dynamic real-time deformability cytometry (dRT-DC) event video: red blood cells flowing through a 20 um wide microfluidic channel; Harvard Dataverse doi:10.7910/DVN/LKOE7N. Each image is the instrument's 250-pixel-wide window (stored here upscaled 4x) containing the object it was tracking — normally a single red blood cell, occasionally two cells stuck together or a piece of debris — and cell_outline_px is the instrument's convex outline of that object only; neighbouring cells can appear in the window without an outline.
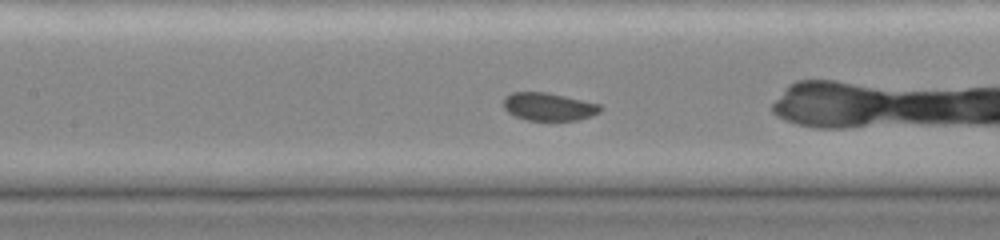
{"species": "common noctule bat (a hibernating species)", "species_latin": "Nyctalus noctula", "temperature_condition": "cold", "stored_images_in_passage": 44, "camera_frame_rate_fps": 3000, "um_per_image_px": 0.085, "animal": {"sex": "female", "body_mass_g": 19.0, "forearm_length_mm": 51.5}, "frame": {"image": 1, "passage_image": 17, "time_ms": 5.333, "image_size_px": [1000, 240], "cell_outline_px": [[604, 108], [600, 112], [592, 116], [576, 120], [528, 120], [516, 116], [508, 112], [504, 108], [504, 96], [512, 92], [548, 92], [600, 104]], "centroid_in_image_um": [46.66, 9.06], "position_along_channel_um": 160.7, "area_um2": 15.78}}
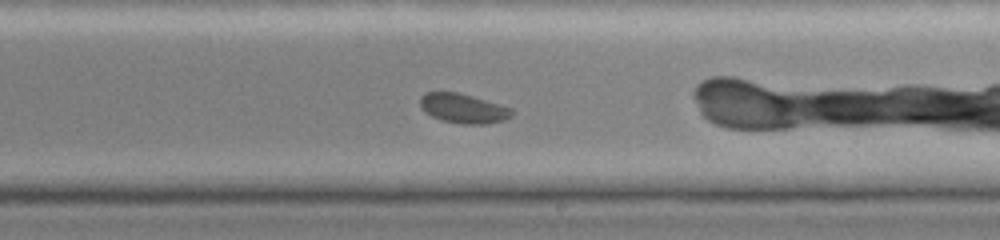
{"frame": {"image": 2, "passage_image": 24, "time_ms": 7.667, "image_size_px": [1000, 240], "cell_outline_px": [[512, 116], [504, 120], [484, 124], [464, 124], [440, 120], [424, 112], [420, 108], [420, 96], [424, 92], [456, 92], [472, 96], [512, 108]], "centroid_in_image_um": [39.33, 9.21], "position_along_channel_um": 249.7, "area_um2": 15.78}}
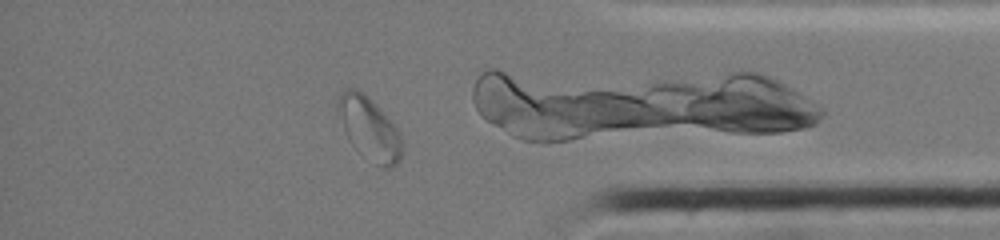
{"frame": {"image": 3, "passage_image": 37, "time_ms": 12.0, "image_size_px": [1000, 240], "cell_outline_px": [[404, 148], [400, 160], [392, 168], [384, 168], [352, 144], [344, 128], [336, 108], [336, 104], [344, 88], [356, 88], [364, 92], [380, 108], [400, 132], [404, 144]], "centroid_in_image_um": [31.43, 10.88], "position_along_channel_um": 403.8, "area_um2": 23.12}, "authors_computed_cell_mechanics": {"area_um2": 17.4845, "velocity_mm_per_s": 3.8225, "shape_relaxation_time_tau1_ms": 10.1088, "shape_relaxation_time_tau2_ms": null, "deformation_change_tau1": 0.1411, "deformation_change_tau2": null}}